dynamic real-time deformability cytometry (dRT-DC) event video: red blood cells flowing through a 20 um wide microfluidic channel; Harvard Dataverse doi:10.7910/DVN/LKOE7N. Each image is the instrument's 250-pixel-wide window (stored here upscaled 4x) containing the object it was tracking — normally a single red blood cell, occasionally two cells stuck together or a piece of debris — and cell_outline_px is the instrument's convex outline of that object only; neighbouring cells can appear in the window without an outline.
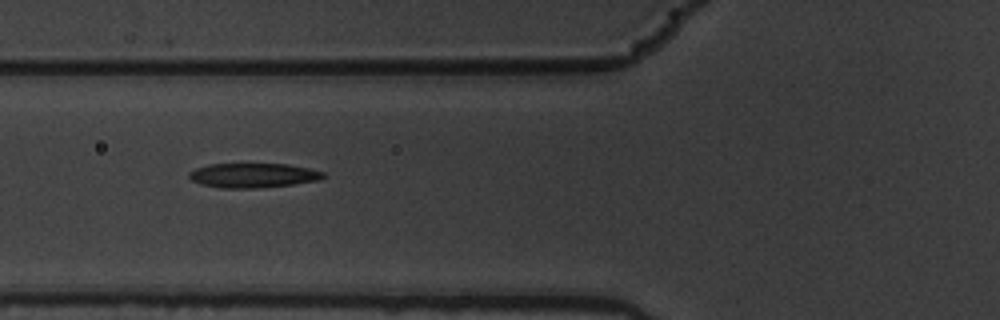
{"species": "common noctule bat (a hibernating species)", "species_latin": "Nyctalus noctula", "temperature_condition": "warm", "stored_images_in_passage": 4, "camera_frame_rate_fps": 3000, "um_per_image_px": 0.085, "animal": {"sex": "male", "body_mass_g": 19.5, "forearm_length_mm": 54.6}, "frame": {"image": 1, "passage_image": 3, "time_ms": 0.667, "image_size_px": [1000, 320], "cell_outline_px": [[324, 176], [320, 180], [292, 184], [256, 188], [220, 188], [200, 184], [192, 180], [188, 176], [188, 172], [196, 168], [208, 164], [288, 164], [308, 168], [324, 172]], "centroid_in_image_um": [21.48, 14.91], "position_along_channel_um": 104.3, "area_um2": 19.13}}
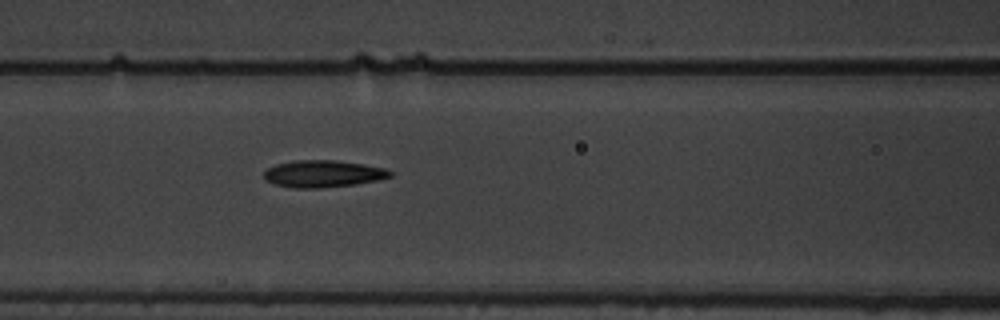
{"frame": {"image": 2, "passage_image": 4, "time_ms": 1.0, "image_size_px": [1000, 320], "cell_outline_px": [[392, 176], [376, 180], [356, 184], [320, 188], [292, 188], [276, 184], [264, 180], [264, 172], [268, 168], [276, 164], [296, 160], [336, 160], [364, 164], [388, 168], [392, 172]], "centroid_in_image_um": [27.47, 14.76], "position_along_channel_um": 139.1, "area_um2": 19.94}}